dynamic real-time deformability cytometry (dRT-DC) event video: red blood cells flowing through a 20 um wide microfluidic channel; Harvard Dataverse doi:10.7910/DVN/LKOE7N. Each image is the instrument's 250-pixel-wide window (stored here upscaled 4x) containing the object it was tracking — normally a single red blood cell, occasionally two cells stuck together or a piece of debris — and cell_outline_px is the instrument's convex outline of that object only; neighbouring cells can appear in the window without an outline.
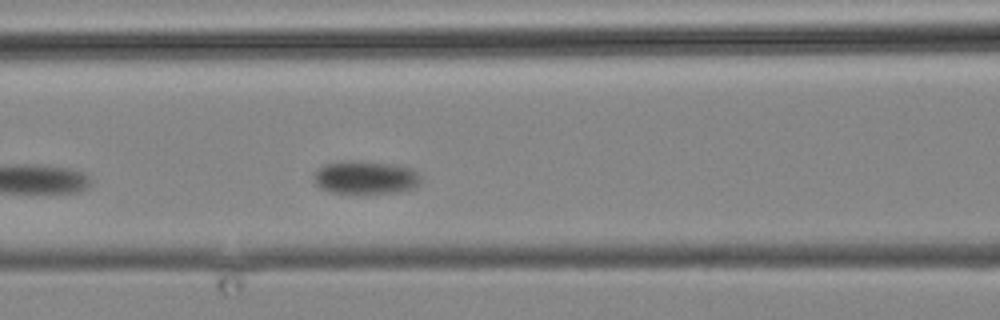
{"species": "common noctule bat (a hibernating species)", "species_latin": "Nyctalus noctula", "temperature_condition": "cold", "stored_images_in_passage": 4, "camera_frame_rate_fps": 3000, "um_per_image_px": 0.085, "animal": {"sex": "male", "body_mass_g": 19.2, "forearm_length_mm": 51.8}, "frame": {"image": 1, "passage_image": 4, "time_ms": 4.0, "image_size_px": [1000, 320], "cell_outline_px": [[420, 184], [412, 188], [400, 192], [328, 192], [320, 188], [312, 180], [316, 172], [320, 168], [328, 164], [360, 160], [396, 164], [412, 168], [420, 176]], "centroid_in_image_um": [31.1, 15.07], "position_along_channel_um": 135.5, "area_um2": 20.4}}